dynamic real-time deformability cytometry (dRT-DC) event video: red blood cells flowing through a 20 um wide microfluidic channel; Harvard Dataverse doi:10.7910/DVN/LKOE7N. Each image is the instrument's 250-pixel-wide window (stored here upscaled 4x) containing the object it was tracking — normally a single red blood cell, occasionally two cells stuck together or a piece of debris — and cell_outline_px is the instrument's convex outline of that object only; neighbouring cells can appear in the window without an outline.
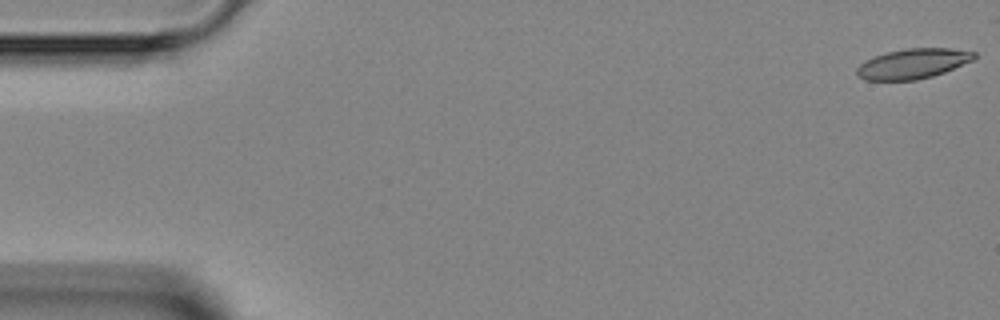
{"species": "Egyptian fruit bat (a non-hibernating species)", "species_latin": "Rousettus aegyptiacus", "temperature_condition": "room temperature", "stored_images_in_passage": 3, "camera_frame_rate_fps": 3000, "um_per_image_px": 0.085, "animal": {"sex": "female"}, "frame": {"image": 1, "passage_image": 1, "time_ms": 0.0, "image_size_px": [1000, 320], "cell_outline_px": [[976, 56], [972, 60], [944, 72], [932, 76], [916, 80], [864, 80], [856, 72], [856, 68], [864, 60], [888, 52], [908, 48], [952, 48], [976, 52]], "centroid_in_image_um": [77.59, 5.41], "position_along_channel_um": 7.4, "area_um2": 20.35}}